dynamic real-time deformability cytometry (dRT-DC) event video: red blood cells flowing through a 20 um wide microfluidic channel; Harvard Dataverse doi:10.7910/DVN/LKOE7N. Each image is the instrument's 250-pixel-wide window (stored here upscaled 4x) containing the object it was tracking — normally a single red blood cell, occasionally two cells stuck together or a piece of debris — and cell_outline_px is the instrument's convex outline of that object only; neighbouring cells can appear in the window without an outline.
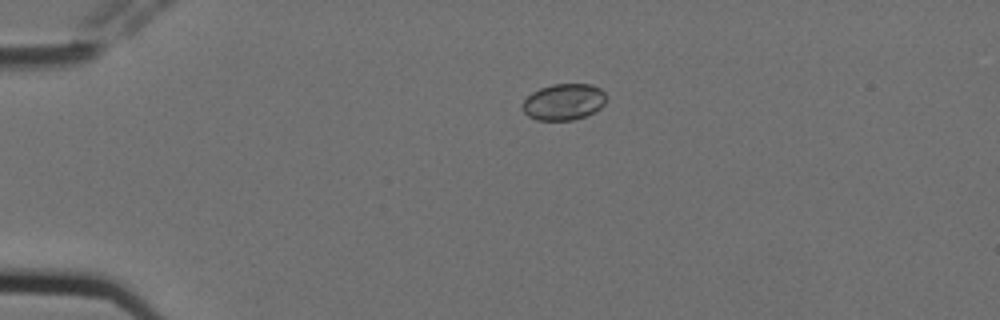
{"species": "Egyptian fruit bat (a non-hibernating species)", "species_latin": "Rousettus aegyptiacus", "temperature_condition": "cold", "stored_images_in_passage": 4, "camera_frame_rate_fps": 3000, "um_per_image_px": 0.085, "animal": {"sex": "female"}, "frame": {"image": 1, "passage_image": 4, "time_ms": 1.0, "image_size_px": [1000, 320], "cell_outline_px": [[608, 96], [604, 104], [600, 108], [584, 116], [572, 120], [536, 120], [528, 116], [520, 108], [520, 104], [532, 92], [540, 88], [552, 84], [592, 84], [600, 88]], "centroid_in_image_um": [47.9, 8.65], "position_along_channel_um": 37.1, "area_um2": 17.92}}